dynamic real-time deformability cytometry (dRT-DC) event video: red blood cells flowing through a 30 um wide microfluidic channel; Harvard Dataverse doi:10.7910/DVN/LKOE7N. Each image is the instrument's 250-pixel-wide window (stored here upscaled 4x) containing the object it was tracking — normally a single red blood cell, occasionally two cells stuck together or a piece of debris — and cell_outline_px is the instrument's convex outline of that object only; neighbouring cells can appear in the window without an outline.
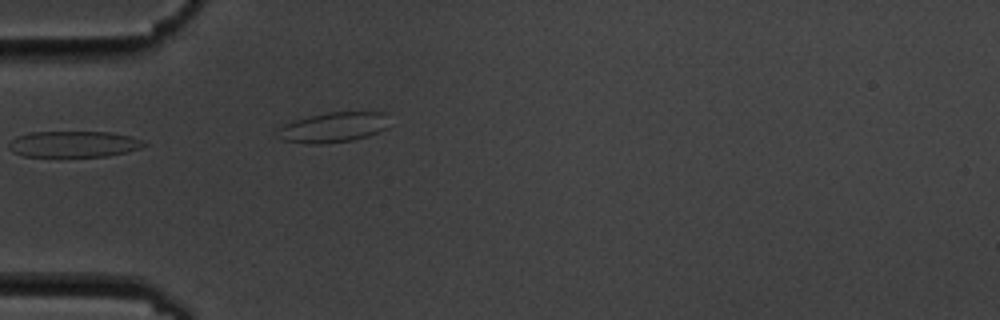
{"species": "common noctule bat (a hibernating species)", "species_latin": "Nyctalus noctula", "temperature_condition": "cold", "stored_images_in_passage": 5, "camera_frame_rate_fps": 3000, "um_per_image_px": 0.085, "animal": {"sex": "male", "body_mass_g": 19.5, "forearm_length_mm": 54.6}, "frame": {"image": 1, "passage_image": 5, "time_ms": 4.333, "image_size_px": [1000, 320], "cell_outline_px": [[388, 128], [368, 136], [352, 140], [324, 144], [312, 144], [284, 140], [280, 128], [284, 124], [296, 120], [328, 112], [384, 112]], "centroid_in_image_um": [28.41, 10.82], "position_along_channel_um": 56.6, "area_um2": 19.02}}